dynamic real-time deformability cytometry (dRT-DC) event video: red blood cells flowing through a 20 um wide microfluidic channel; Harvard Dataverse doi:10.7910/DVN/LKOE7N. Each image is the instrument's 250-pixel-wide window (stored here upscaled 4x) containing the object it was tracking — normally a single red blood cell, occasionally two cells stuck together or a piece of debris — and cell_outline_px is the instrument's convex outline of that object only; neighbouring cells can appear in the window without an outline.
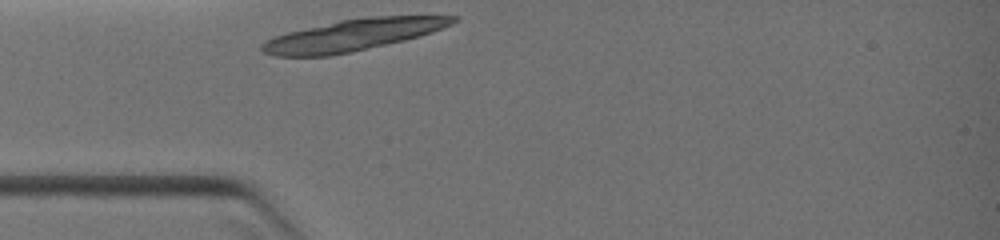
{"species": "common noctule bat (a hibernating species)", "species_latin": "Nyctalus noctula", "temperature_condition": "warm", "stored_images_in_passage": 1, "camera_frame_rate_fps": 3000, "um_per_image_px": 0.085, "animal": {"sex": "female", "body_mass_g": 19.0, "forearm_length_mm": 51.5}, "frame": {"image": 1, "passage_image": 1, "time_ms": 0.0, "image_size_px": [1000, 240], "cell_outline_px": [[460, 20], [452, 24], [432, 32], [420, 36], [404, 40], [352, 52], [328, 56], [276, 56], [264, 52], [260, 48], [260, 44], [264, 40], [288, 32], [340, 20], [364, 16], [460, 16]], "centroid_in_image_um": [30.01, 2.97], "position_along_channel_um": 55.0, "area_um2": 35.03}}